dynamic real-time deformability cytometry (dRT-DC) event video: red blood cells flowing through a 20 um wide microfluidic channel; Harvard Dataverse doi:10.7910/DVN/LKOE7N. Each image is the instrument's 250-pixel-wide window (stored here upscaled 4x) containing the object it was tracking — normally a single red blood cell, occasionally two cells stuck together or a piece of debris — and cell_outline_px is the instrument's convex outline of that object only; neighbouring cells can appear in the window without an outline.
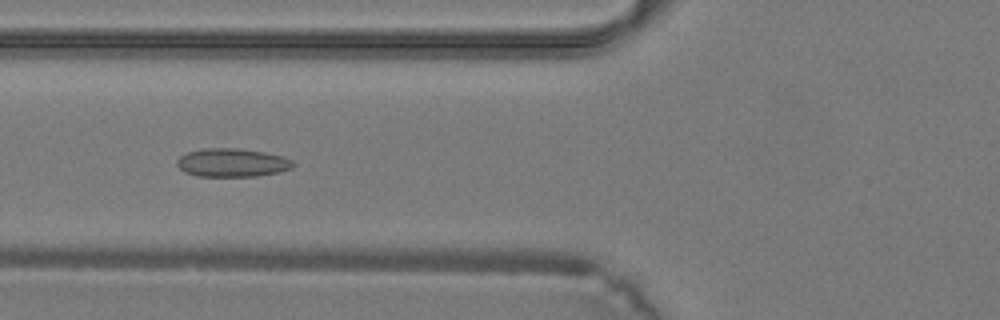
{"species": "common noctule bat (a hibernating species)", "species_latin": "Nyctalus noctula", "temperature_condition": "warm", "stored_images_in_passage": 22, "camera_frame_rate_fps": 3000, "um_per_image_px": 0.085, "animal": {"sex": "male", "body_mass_g": 19.2, "forearm_length_mm": 51.8}, "frame": {"image": 1, "passage_image": 6, "time_ms": 1.667, "image_size_px": [1000, 320], "cell_outline_px": [[296, 164], [292, 168], [280, 172], [256, 176], [196, 176], [184, 172], [176, 164], [176, 160], [180, 156], [188, 152], [204, 148], [236, 148], [264, 152], [284, 156], [292, 160]], "centroid_in_image_um": [19.75, 13.82], "position_along_channel_um": 106.1, "area_um2": 19.36}}
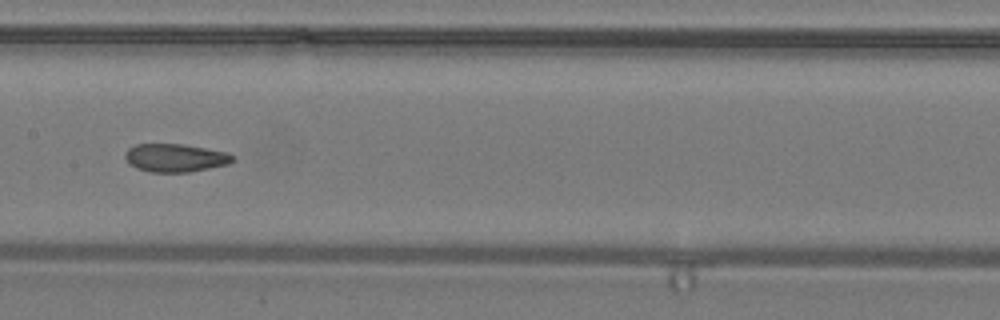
{"frame": {"image": 2, "passage_image": 11, "time_ms": 3.333, "image_size_px": [1000, 320], "cell_outline_px": [[236, 160], [228, 164], [188, 172], [148, 172], [136, 168], [128, 164], [124, 156], [124, 152], [128, 148], [136, 144], [184, 144], [228, 152], [236, 156]], "centroid_in_image_um": [14.9, 13.41], "position_along_channel_um": 192.5, "area_um2": 17.92}}
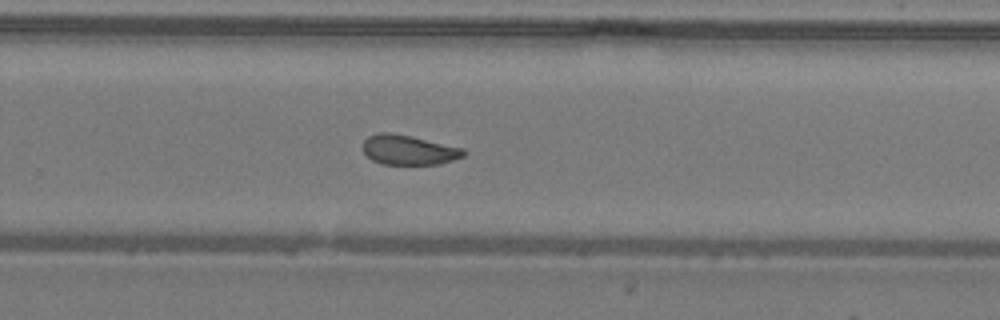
{"frame": {"image": 3, "passage_image": 17, "time_ms": 5.333, "image_size_px": [1000, 320], "cell_outline_px": [[468, 152], [464, 156], [440, 164], [380, 164], [372, 160], [364, 152], [364, 140], [368, 136], [376, 132], [392, 132], [412, 136], [464, 148]], "centroid_in_image_um": [34.75, 12.73], "position_along_channel_um": 295.0, "area_um2": 17.63}}